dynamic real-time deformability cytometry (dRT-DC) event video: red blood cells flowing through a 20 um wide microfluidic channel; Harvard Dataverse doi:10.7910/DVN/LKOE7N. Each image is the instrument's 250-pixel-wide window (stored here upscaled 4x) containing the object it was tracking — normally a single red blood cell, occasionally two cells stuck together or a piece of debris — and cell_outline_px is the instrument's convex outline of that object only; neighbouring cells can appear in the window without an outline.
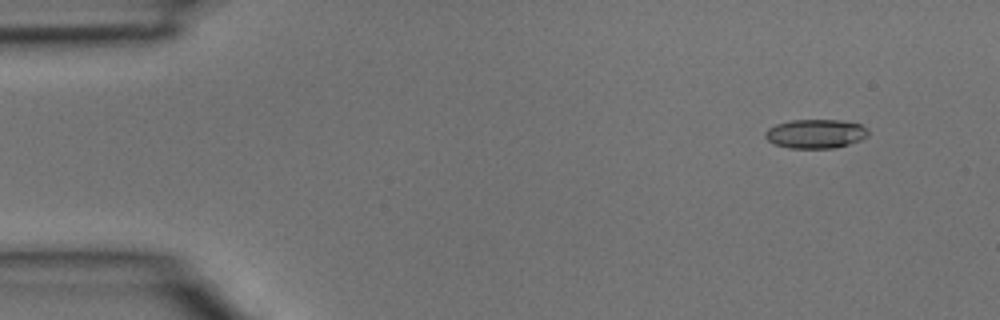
{"species": "common noctule bat (a hibernating species)", "species_latin": "Nyctalus noctula", "temperature_condition": "room temperature", "stored_images_in_passage": 3, "camera_frame_rate_fps": 3000, "um_per_image_px": 0.085, "animal": {"sex": "male", "body_mass_g": 15.6}, "frame": {"image": 1, "passage_image": 1, "time_ms": 0.0, "image_size_px": [1000, 320], "cell_outline_px": [[868, 136], [860, 140], [848, 144], [832, 148], [788, 148], [772, 144], [764, 136], [764, 132], [768, 128], [776, 124], [792, 120], [840, 120], [860, 124], [868, 128]], "centroid_in_image_um": [69.3, 11.37], "position_along_channel_um": 15.7, "area_um2": 17.51}}